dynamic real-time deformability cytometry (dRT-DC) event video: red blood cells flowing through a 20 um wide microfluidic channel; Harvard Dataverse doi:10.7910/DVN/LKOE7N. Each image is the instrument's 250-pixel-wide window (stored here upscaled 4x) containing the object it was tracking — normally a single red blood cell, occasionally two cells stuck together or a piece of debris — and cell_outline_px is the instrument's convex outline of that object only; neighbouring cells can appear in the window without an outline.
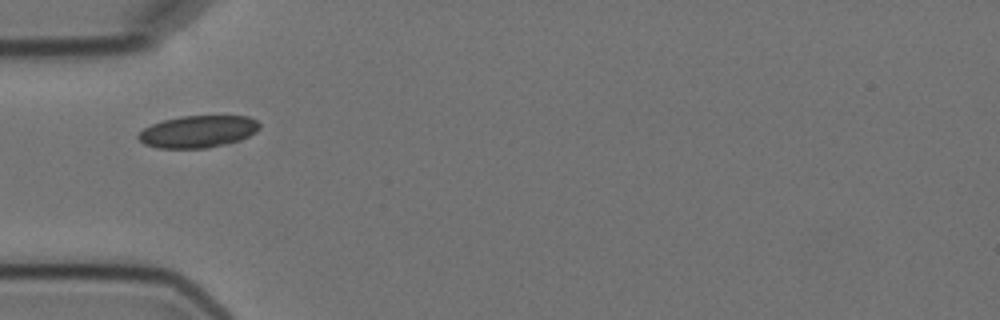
{"species": "Egyptian fruit bat (a non-hibernating species)", "species_latin": "Rousettus aegyptiacus", "temperature_condition": "cold", "stored_images_in_passage": 6, "camera_frame_rate_fps": 3000, "um_per_image_px": 0.085, "animal": {"sex": "female"}, "frame": {"image": 1, "passage_image": 4, "time_ms": 3.667, "image_size_px": [1000, 320], "cell_outline_px": [[260, 128], [256, 132], [240, 140], [208, 148], [156, 148], [144, 144], [136, 136], [144, 128], [152, 124], [164, 120], [180, 116], [248, 116], [256, 120], [260, 124]], "centroid_in_image_um": [16.83, 11.18], "position_along_channel_um": 68.2, "area_um2": 22.66}}
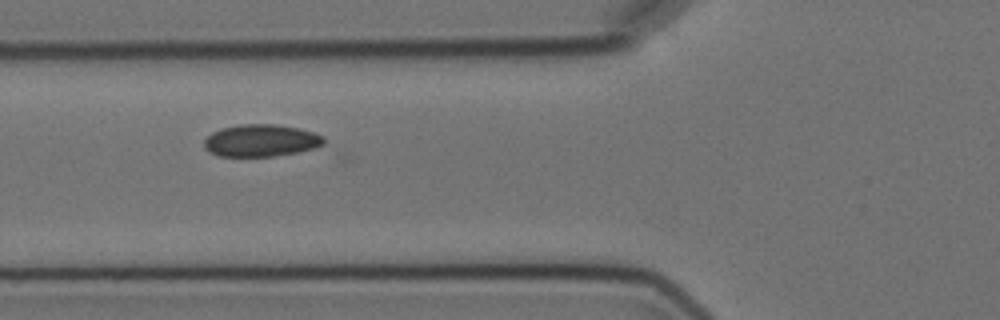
{"frame": {"image": 2, "passage_image": 5, "time_ms": 4.667, "image_size_px": [1000, 320], "cell_outline_px": [[324, 144], [312, 148], [296, 152], [272, 156], [220, 156], [208, 152], [204, 148], [204, 140], [212, 132], [220, 128], [240, 124], [276, 124], [296, 128], [312, 132], [324, 136]], "centroid_in_image_um": [22.13, 11.94], "position_along_channel_um": 103.7, "area_um2": 22.31}}
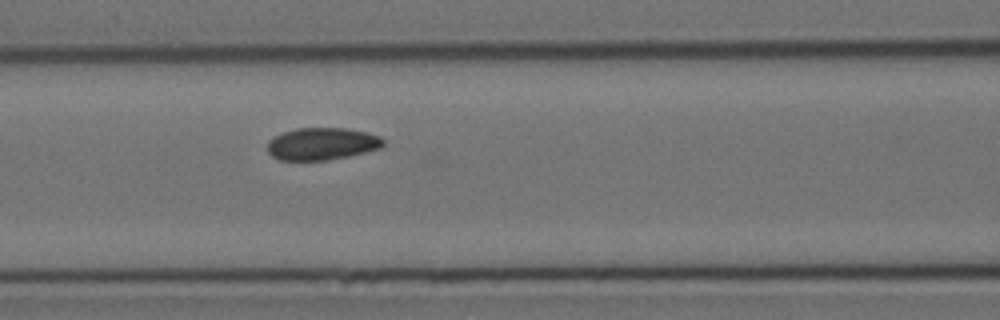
{"frame": {"image": 3, "passage_image": 6, "time_ms": 5.667, "image_size_px": [1000, 320], "cell_outline_px": [[384, 144], [380, 148], [348, 156], [328, 160], [280, 160], [272, 156], [268, 152], [268, 140], [272, 136], [296, 128], [344, 128], [368, 132], [380, 136], [384, 140]], "centroid_in_image_um": [27.35, 12.22], "position_along_channel_um": 139.2, "area_um2": 21.85}}